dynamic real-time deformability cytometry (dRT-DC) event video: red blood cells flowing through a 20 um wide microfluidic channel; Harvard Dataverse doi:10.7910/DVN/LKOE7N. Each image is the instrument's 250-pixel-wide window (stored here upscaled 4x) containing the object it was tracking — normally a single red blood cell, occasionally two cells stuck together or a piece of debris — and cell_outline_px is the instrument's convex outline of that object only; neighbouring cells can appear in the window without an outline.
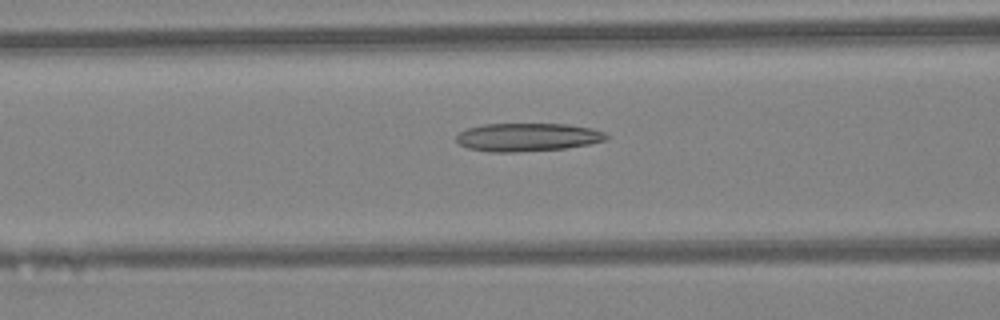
{"species": "Egyptian fruit bat (a non-hibernating species)", "species_latin": "Rousettus aegyptiacus", "temperature_condition": "warm", "stored_images_in_passage": 33, "camera_frame_rate_fps": 3000, "um_per_image_px": 0.085, "animal": {"sex": "female"}, "frame": {"image": 1, "passage_image": 15, "time_ms": 4.667, "image_size_px": [1000, 320], "cell_outline_px": [[608, 140], [588, 144], [564, 148], [516, 152], [488, 152], [468, 148], [460, 144], [456, 140], [456, 136], [460, 132], [468, 128], [484, 124], [568, 124], [592, 128], [604, 132], [608, 136]], "centroid_in_image_um": [44.85, 11.66], "position_along_channel_um": 121.8, "area_um2": 24.62}}
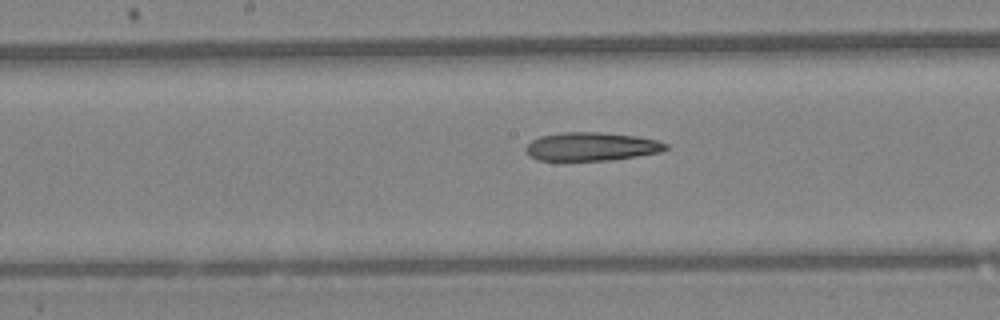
{"frame": {"image": 2, "passage_image": 20, "time_ms": 6.333, "image_size_px": [1000, 320], "cell_outline_px": [[668, 148], [660, 152], [636, 156], [608, 160], [536, 160], [528, 156], [524, 148], [532, 140], [540, 136], [564, 132], [600, 132], [636, 136], [656, 140], [668, 144]], "centroid_in_image_um": [50.24, 12.45], "position_along_channel_um": 198.0, "area_um2": 23.12}}
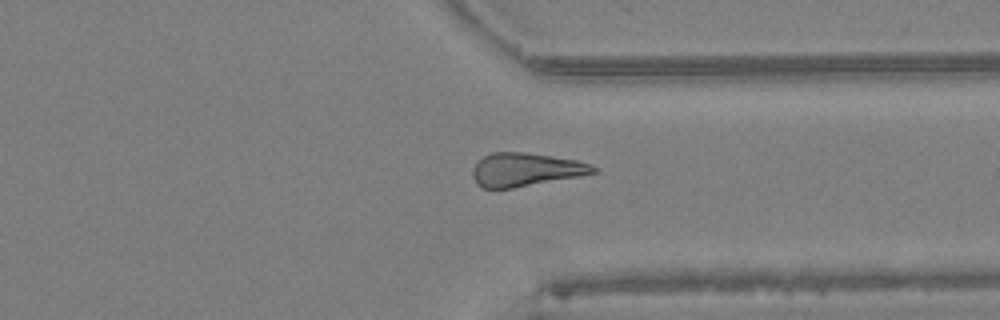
{"frame": {"image": 3, "passage_image": 31, "time_ms": 10.0, "image_size_px": [1000, 320], "cell_outline_px": [[596, 172], [580, 176], [512, 188], [484, 188], [476, 184], [472, 176], [472, 168], [484, 156], [492, 152], [524, 152], [552, 156], [576, 160], [592, 164], [596, 168]], "centroid_in_image_um": [44.66, 14.41], "position_along_channel_um": 366.7, "area_um2": 23.35}}